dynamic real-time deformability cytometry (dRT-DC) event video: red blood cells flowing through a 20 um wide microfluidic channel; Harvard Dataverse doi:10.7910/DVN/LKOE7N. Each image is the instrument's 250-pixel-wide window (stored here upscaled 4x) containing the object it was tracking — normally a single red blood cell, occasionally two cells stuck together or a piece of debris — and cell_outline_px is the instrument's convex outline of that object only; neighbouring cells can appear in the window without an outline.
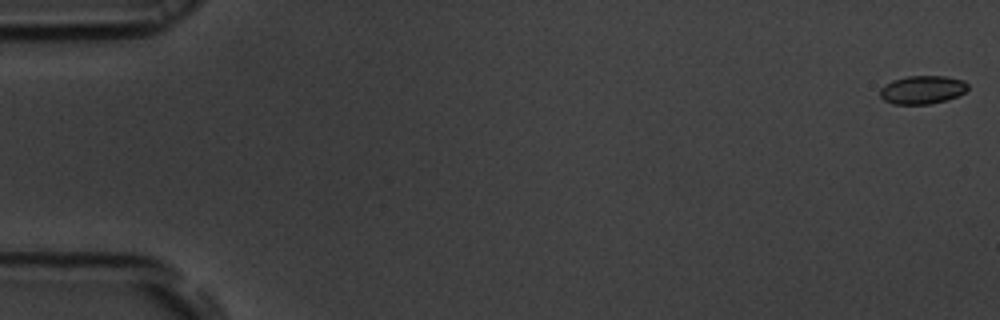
{"species": "common noctule bat (a hibernating species)", "species_latin": "Nyctalus noctula", "temperature_condition": "room temperature", "stored_images_in_passage": 54, "camera_frame_rate_fps": 3000, "um_per_image_px": 0.085, "animal": {"sex": "male", "body_mass_g": 19.5, "forearm_length_mm": 54.6}, "frame": {"image": 1, "passage_image": 1, "time_ms": 0.0, "image_size_px": [1000, 320], "cell_outline_px": [[968, 88], [964, 92], [956, 96], [944, 100], [928, 104], [892, 104], [884, 100], [880, 96], [880, 88], [884, 84], [892, 80], [908, 76], [944, 76], [964, 80], [968, 84]], "centroid_in_image_um": [78.37, 7.62], "position_along_channel_um": 6.6, "area_um2": 14.45}}
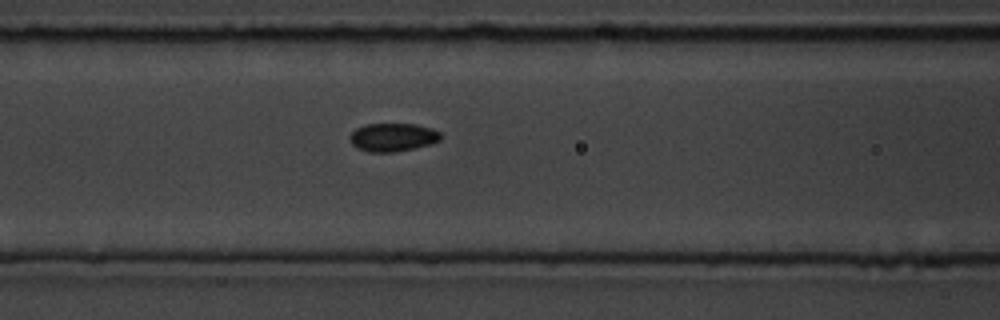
{"frame": {"image": 2, "passage_image": 23, "time_ms": 7.333, "image_size_px": [1000, 320], "cell_outline_px": [[440, 140], [432, 144], [392, 152], [368, 152], [352, 144], [348, 136], [356, 128], [364, 124], [416, 124], [432, 128], [440, 132]], "centroid_in_image_um": [33.38, 11.65], "position_along_channel_um": 133.2, "area_um2": 14.91}}
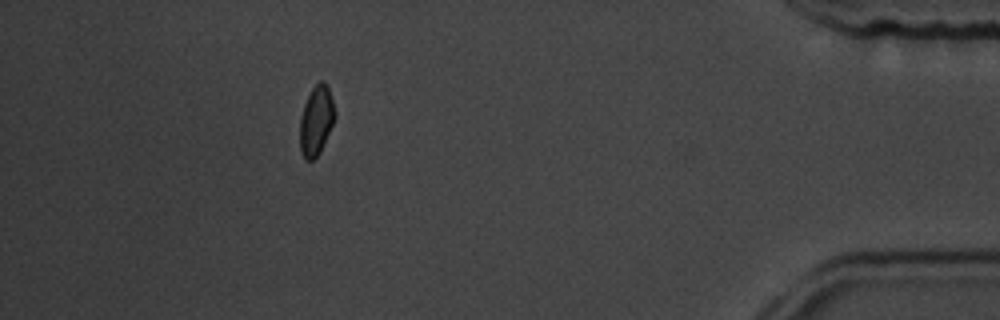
{"frame": {"image": 3, "passage_image": 49, "time_ms": 16.0, "image_size_px": [1000, 320], "cell_outline_px": [[336, 116], [320, 152], [312, 160], [304, 160], [300, 148], [300, 116], [304, 104], [312, 88], [320, 80], [324, 80], [328, 88], [336, 112]], "centroid_in_image_um": [26.87, 10.24], "position_along_channel_um": 408.3, "area_um2": 14.1}, "authors_computed_cell_mechanics": {"area_um2": 14.739, "velocity_mm_per_s": 3.7993, "shape_relaxation_time_tau1_ms": 5.7343, "shape_relaxation_time_tau2_ms": 5.149, "deformation_change_tau1": 0.0745, "deformation_change_tau2": 0.0582}}